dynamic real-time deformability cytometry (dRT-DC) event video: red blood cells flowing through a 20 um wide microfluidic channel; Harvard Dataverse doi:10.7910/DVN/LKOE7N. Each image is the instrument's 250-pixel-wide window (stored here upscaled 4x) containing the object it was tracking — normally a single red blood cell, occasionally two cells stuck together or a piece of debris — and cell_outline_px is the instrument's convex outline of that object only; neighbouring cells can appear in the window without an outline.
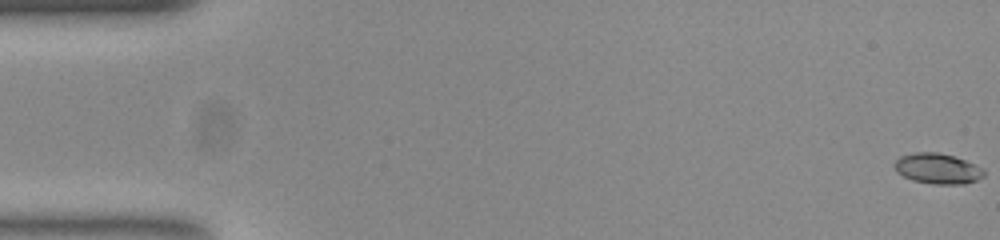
{"species": "common noctule bat (a hibernating species)", "species_latin": "Nyctalus noctula", "temperature_condition": "room temperature", "stored_images_in_passage": 53, "camera_frame_rate_fps": 3000, "um_per_image_px": 0.085, "animal": {"sex": "female", "body_mass_g": 23.0, "forearm_length_mm": 53.4}, "frame": {"image": 1, "passage_image": 1, "time_ms": 0.0, "image_size_px": [1000, 240], "cell_outline_px": [[984, 176], [976, 180], [964, 184], [932, 184], [912, 180], [896, 172], [896, 160], [900, 156], [916, 152], [936, 152], [952, 156], [964, 160], [980, 168], [984, 172]], "centroid_in_image_um": [79.67, 14.34], "position_along_channel_um": 5.3, "area_um2": 15.55}}
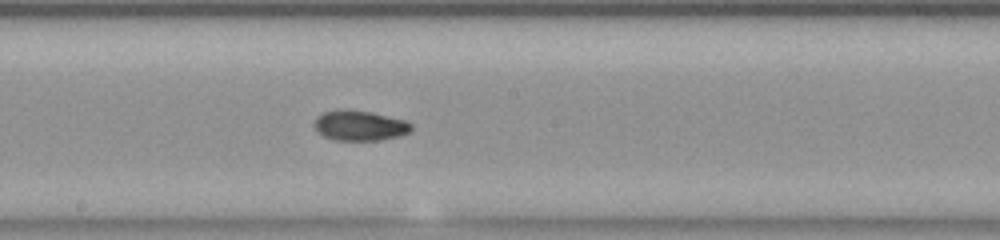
{"frame": {"image": 2, "passage_image": 29, "time_ms": 9.333, "image_size_px": [1000, 240], "cell_outline_px": [[412, 128], [408, 132], [400, 136], [380, 140], [336, 140], [324, 136], [316, 132], [316, 116], [324, 112], [372, 112], [404, 120], [412, 124]], "centroid_in_image_um": [30.62, 10.72], "position_along_channel_um": 217.6, "area_um2": 16.36}}
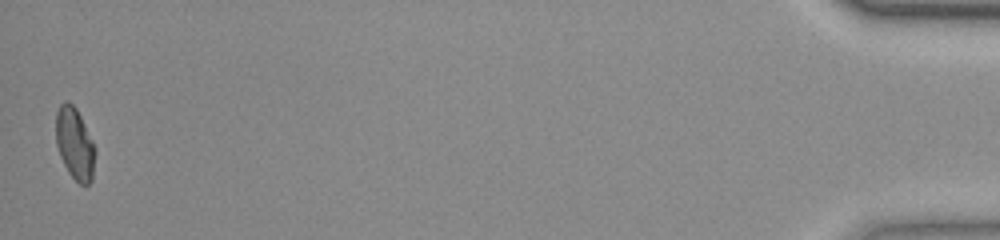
{"frame": {"image": 3, "passage_image": 53, "time_ms": 17.333, "image_size_px": [1000, 240], "cell_outline_px": [[96, 152], [92, 180], [88, 184], [80, 184], [68, 172], [60, 156], [56, 144], [56, 112], [60, 104], [64, 100], [68, 100], [76, 108], [96, 148]], "centroid_in_image_um": [6.35, 12.2], "position_along_channel_um": 428.8, "area_um2": 16.47}, "authors_computed_cell_mechanics": {"area_um2": 16.4152, "velocity_mm_per_s": 3.8783, "shape_relaxation_time_tau1_ms": null, "shape_relaxation_time_tau2_ms": 2.4764, "deformation_change_tau1": null, "deformation_change_tau2": 0.0593}}